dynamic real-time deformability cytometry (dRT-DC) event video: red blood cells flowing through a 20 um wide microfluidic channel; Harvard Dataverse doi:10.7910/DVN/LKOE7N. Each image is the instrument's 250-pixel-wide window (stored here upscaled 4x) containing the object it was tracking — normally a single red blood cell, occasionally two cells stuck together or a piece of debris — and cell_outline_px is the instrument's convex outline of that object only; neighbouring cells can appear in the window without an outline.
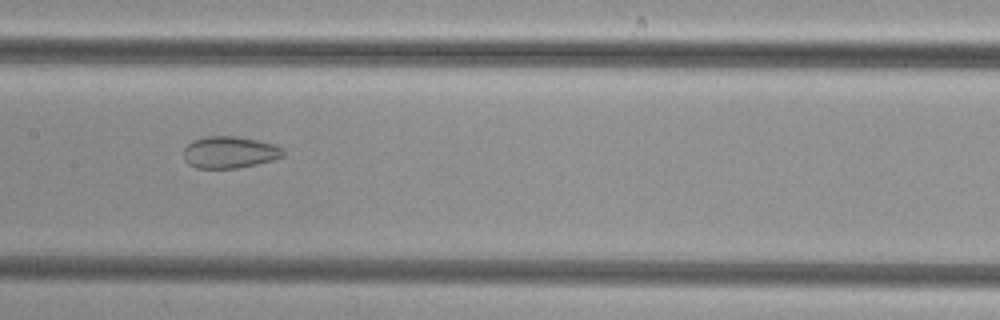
{"species": "common noctule bat (a hibernating species)", "species_latin": "Nyctalus noctula", "temperature_condition": "cold", "stored_images_in_passage": 51, "camera_frame_rate_fps": 3000, "um_per_image_px": 0.085, "animal": {"sex": "female", "body_mass_g": 29.2, "forearm_length_mm": 56.3}, "frame": {"image": 1, "passage_image": 26, "time_ms": 8.333, "image_size_px": [1000, 320], "cell_outline_px": [[284, 156], [272, 160], [256, 164], [236, 168], [196, 168], [188, 164], [184, 160], [184, 148], [192, 140], [208, 136], [236, 136], [276, 144], [284, 148]], "centroid_in_image_um": [19.52, 12.94], "position_along_channel_um": 187.9, "area_um2": 18.55}}
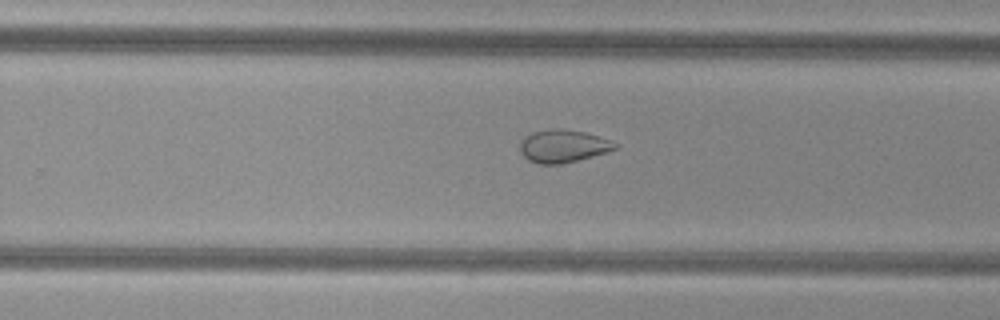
{"frame": {"image": 2, "passage_image": 33, "time_ms": 10.667, "image_size_px": [1000, 320], "cell_outline_px": [[620, 144], [616, 148], [608, 152], [560, 164], [540, 164], [528, 160], [520, 152], [520, 140], [524, 136], [532, 132], [552, 128], [560, 128], [584, 132]], "centroid_in_image_um": [47.82, 12.41], "position_along_channel_um": 282.0, "area_um2": 18.09}}
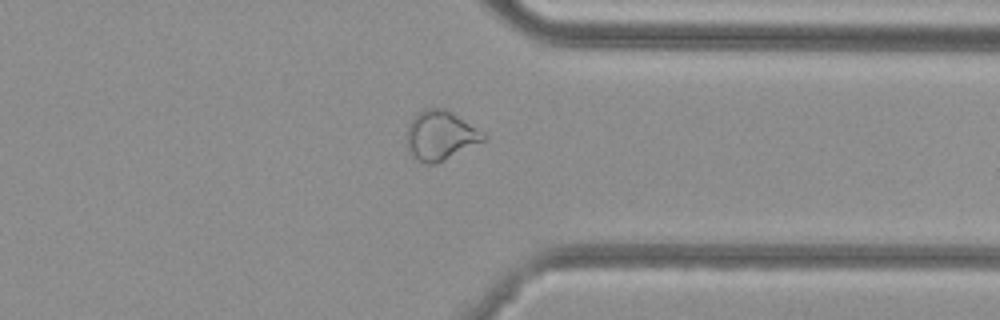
{"frame": {"image": 3, "passage_image": 40, "time_ms": 13.0, "image_size_px": [1000, 320], "cell_outline_px": [[488, 140], [436, 164], [424, 164], [408, 152], [408, 124], [424, 108], [444, 108], [484, 132], [488, 136]], "centroid_in_image_um": [37.49, 11.54], "position_along_channel_um": 373.9, "area_um2": 22.02}}